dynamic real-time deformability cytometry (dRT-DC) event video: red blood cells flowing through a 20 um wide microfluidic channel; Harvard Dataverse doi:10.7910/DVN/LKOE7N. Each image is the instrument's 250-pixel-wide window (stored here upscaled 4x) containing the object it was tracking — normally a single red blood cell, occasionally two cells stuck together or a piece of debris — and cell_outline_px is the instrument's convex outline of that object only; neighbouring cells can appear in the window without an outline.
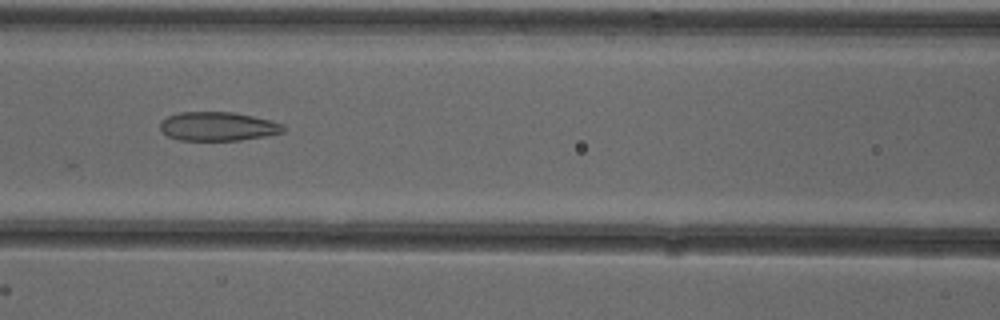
{"species": "common noctule bat (a hibernating species)", "species_latin": "Nyctalus noctula", "temperature_condition": "cold", "stored_images_in_passage": 27, "camera_frame_rate_fps": 3000, "um_per_image_px": 0.085, "animal": {"sex": "female"}, "frame": {"image": 1, "passage_image": 7, "time_ms": 2.0, "image_size_px": [1000, 320], "cell_outline_px": [[284, 132], [264, 136], [240, 140], [180, 140], [168, 136], [160, 132], [160, 120], [168, 116], [180, 112], [232, 112], [272, 120], [284, 124]], "centroid_in_image_um": [18.5, 10.74], "position_along_channel_um": 148.1, "area_um2": 20.81}}
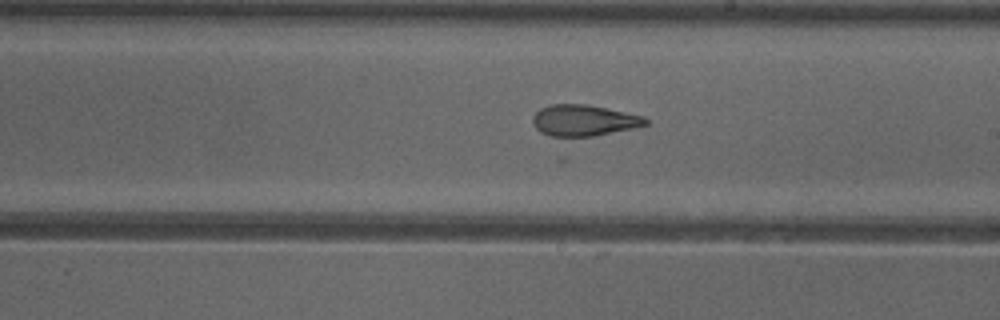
{"frame": {"image": 2, "passage_image": 14, "time_ms": 4.333, "image_size_px": [1000, 320], "cell_outline_px": [[648, 124], [632, 128], [592, 136], [552, 136], [540, 132], [532, 124], [532, 116], [540, 108], [552, 104], [588, 104], [644, 116], [648, 120]], "centroid_in_image_um": [49.59, 10.22], "position_along_channel_um": 239.4, "area_um2": 20.4}}
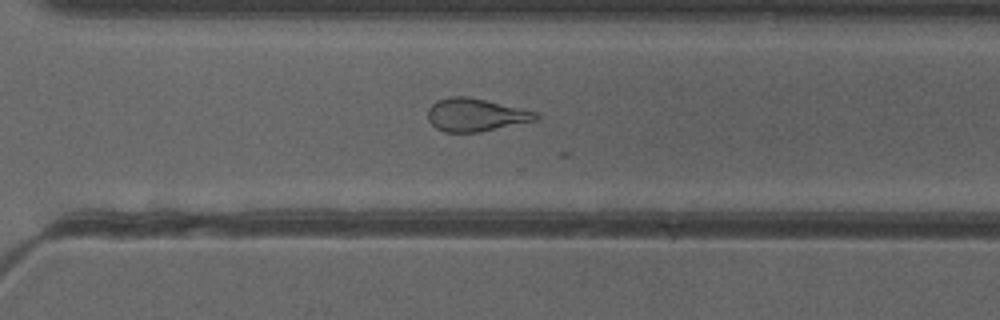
{"frame": {"image": 3, "passage_image": 21, "time_ms": 6.667, "image_size_px": [1000, 320], "cell_outline_px": [[540, 116], [536, 120], [480, 132], [444, 132], [436, 128], [428, 120], [428, 108], [436, 100], [448, 96], [468, 96], [520, 108], [536, 112]], "centroid_in_image_um": [40.39, 9.76], "position_along_channel_um": 330.2, "area_um2": 20.69}, "authors_computed_cell_mechanics": {"area_um2": 20.9236, "velocity_mm_per_s": 3.9168, "shape_relaxation_time_tau1_ms": null, "shape_relaxation_time_tau2_ms": 3.6963, "deformation_change_tau1": null, "deformation_change_tau2": 0.1276}}